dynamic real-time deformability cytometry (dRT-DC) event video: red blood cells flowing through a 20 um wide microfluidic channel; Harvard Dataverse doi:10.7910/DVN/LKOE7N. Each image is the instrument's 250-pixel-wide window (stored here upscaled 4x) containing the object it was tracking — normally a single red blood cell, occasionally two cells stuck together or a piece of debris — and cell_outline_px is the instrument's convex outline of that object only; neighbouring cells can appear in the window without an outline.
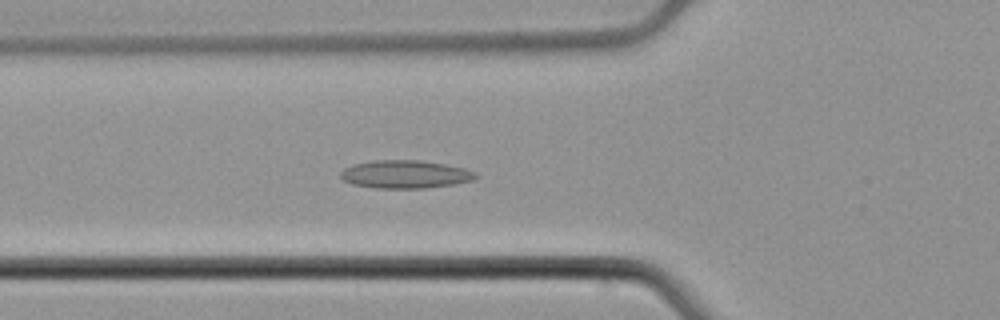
{"species": "common noctule bat (a hibernating species)", "species_latin": "Nyctalus noctula", "temperature_condition": "cold", "stored_images_in_passage": 52, "camera_frame_rate_fps": 3000, "um_per_image_px": 0.085, "animal": {"sex": "male", "body_mass_g": 21.5, "forearm_length_mm": 52.0}, "frame": {"image": 1, "passage_image": 18, "time_ms": 5.667, "image_size_px": [1000, 320], "cell_outline_px": [[476, 176], [472, 180], [452, 184], [424, 188], [376, 188], [352, 184], [344, 180], [340, 176], [340, 172], [344, 168], [352, 164], [372, 160], [416, 160], [444, 164], [464, 168], [476, 172]], "centroid_in_image_um": [34.39, 14.81], "position_along_channel_um": 91.4, "area_um2": 21.91}}
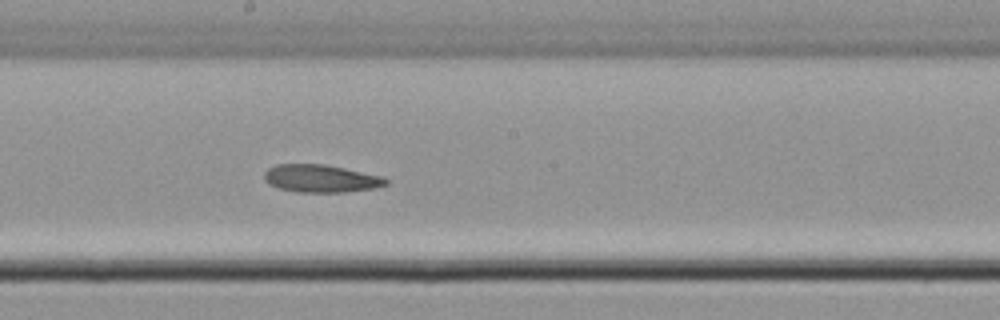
{"frame": {"image": 2, "passage_image": 28, "time_ms": 9.0, "image_size_px": [1000, 320], "cell_outline_px": [[388, 184], [372, 188], [344, 192], [296, 192], [280, 188], [268, 184], [264, 180], [264, 172], [268, 168], [276, 164], [324, 164], [344, 168], [380, 176], [388, 180]], "centroid_in_image_um": [27.22, 15.17], "position_along_channel_um": 221.0, "area_um2": 19.48}}
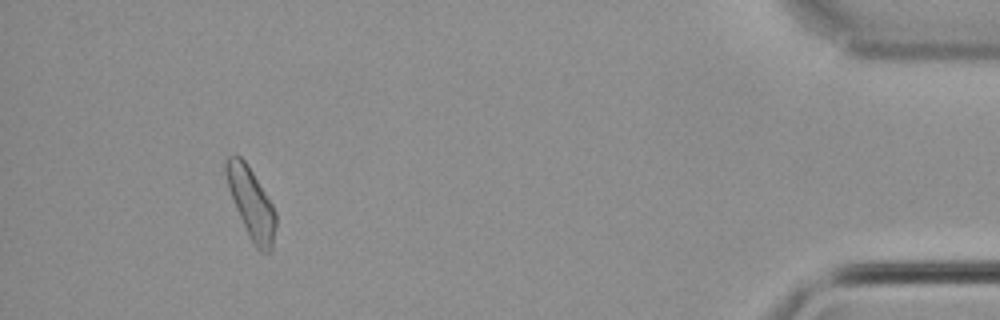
{"frame": {"image": 3, "passage_image": 48, "time_ms": 15.667, "image_size_px": [1000, 320], "cell_outline_px": [[276, 224], [272, 248], [268, 252], [260, 252], [256, 248], [240, 216], [228, 188], [224, 168], [224, 160], [228, 156], [240, 156], [244, 160], [252, 172], [272, 204], [276, 212]], "centroid_in_image_um": [21.35, 17.25], "position_along_channel_um": 413.9, "area_um2": 19.88}}